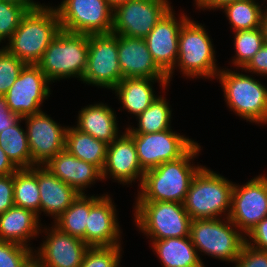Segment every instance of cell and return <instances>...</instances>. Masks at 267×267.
Wrapping results in <instances>:
<instances>
[{"instance_id":"cell-25","label":"cell","mask_w":267,"mask_h":267,"mask_svg":"<svg viewBox=\"0 0 267 267\" xmlns=\"http://www.w3.org/2000/svg\"><path fill=\"white\" fill-rule=\"evenodd\" d=\"M156 81L163 90L168 86V79L123 78L113 91L119 97L121 107L137 117L158 97L153 89Z\"/></svg>"},{"instance_id":"cell-39","label":"cell","mask_w":267,"mask_h":267,"mask_svg":"<svg viewBox=\"0 0 267 267\" xmlns=\"http://www.w3.org/2000/svg\"><path fill=\"white\" fill-rule=\"evenodd\" d=\"M14 206V174L0 175V214Z\"/></svg>"},{"instance_id":"cell-4","label":"cell","mask_w":267,"mask_h":267,"mask_svg":"<svg viewBox=\"0 0 267 267\" xmlns=\"http://www.w3.org/2000/svg\"><path fill=\"white\" fill-rule=\"evenodd\" d=\"M88 49L89 34L61 29L36 65L51 83L70 77L82 81Z\"/></svg>"},{"instance_id":"cell-38","label":"cell","mask_w":267,"mask_h":267,"mask_svg":"<svg viewBox=\"0 0 267 267\" xmlns=\"http://www.w3.org/2000/svg\"><path fill=\"white\" fill-rule=\"evenodd\" d=\"M234 263L235 267H267V251L256 249L245 242Z\"/></svg>"},{"instance_id":"cell-20","label":"cell","mask_w":267,"mask_h":267,"mask_svg":"<svg viewBox=\"0 0 267 267\" xmlns=\"http://www.w3.org/2000/svg\"><path fill=\"white\" fill-rule=\"evenodd\" d=\"M118 61L123 78L168 79L156 65L143 38L117 35Z\"/></svg>"},{"instance_id":"cell-35","label":"cell","mask_w":267,"mask_h":267,"mask_svg":"<svg viewBox=\"0 0 267 267\" xmlns=\"http://www.w3.org/2000/svg\"><path fill=\"white\" fill-rule=\"evenodd\" d=\"M26 65L4 46L0 49V96H4Z\"/></svg>"},{"instance_id":"cell-33","label":"cell","mask_w":267,"mask_h":267,"mask_svg":"<svg viewBox=\"0 0 267 267\" xmlns=\"http://www.w3.org/2000/svg\"><path fill=\"white\" fill-rule=\"evenodd\" d=\"M235 58L232 59L234 66L243 68L249 60L265 44L261 28L240 30L234 32Z\"/></svg>"},{"instance_id":"cell-30","label":"cell","mask_w":267,"mask_h":267,"mask_svg":"<svg viewBox=\"0 0 267 267\" xmlns=\"http://www.w3.org/2000/svg\"><path fill=\"white\" fill-rule=\"evenodd\" d=\"M168 103L162 95L158 96L147 109L137 116L138 127L129 126L125 129L126 132L148 134L171 129L172 109Z\"/></svg>"},{"instance_id":"cell-19","label":"cell","mask_w":267,"mask_h":267,"mask_svg":"<svg viewBox=\"0 0 267 267\" xmlns=\"http://www.w3.org/2000/svg\"><path fill=\"white\" fill-rule=\"evenodd\" d=\"M144 173L145 171L140 166L134 140L126 131L107 145L105 164L101 170L102 180L110 176L120 184L128 185L138 179L140 182L138 186H140Z\"/></svg>"},{"instance_id":"cell-34","label":"cell","mask_w":267,"mask_h":267,"mask_svg":"<svg viewBox=\"0 0 267 267\" xmlns=\"http://www.w3.org/2000/svg\"><path fill=\"white\" fill-rule=\"evenodd\" d=\"M37 7L12 5L0 0V43L6 38L9 40L27 11Z\"/></svg>"},{"instance_id":"cell-17","label":"cell","mask_w":267,"mask_h":267,"mask_svg":"<svg viewBox=\"0 0 267 267\" xmlns=\"http://www.w3.org/2000/svg\"><path fill=\"white\" fill-rule=\"evenodd\" d=\"M174 14L172 7L144 38L152 59L166 75L177 62L180 28L189 18L182 14L177 20Z\"/></svg>"},{"instance_id":"cell-1","label":"cell","mask_w":267,"mask_h":267,"mask_svg":"<svg viewBox=\"0 0 267 267\" xmlns=\"http://www.w3.org/2000/svg\"><path fill=\"white\" fill-rule=\"evenodd\" d=\"M200 148L196 142L182 157L145 171L136 201L183 203L194 175L202 167L191 164Z\"/></svg>"},{"instance_id":"cell-5","label":"cell","mask_w":267,"mask_h":267,"mask_svg":"<svg viewBox=\"0 0 267 267\" xmlns=\"http://www.w3.org/2000/svg\"><path fill=\"white\" fill-rule=\"evenodd\" d=\"M204 25L188 18L180 28L178 59L174 68L167 74L168 84L175 67L189 78H216L218 69L215 50ZM199 76V77H198Z\"/></svg>"},{"instance_id":"cell-16","label":"cell","mask_w":267,"mask_h":267,"mask_svg":"<svg viewBox=\"0 0 267 267\" xmlns=\"http://www.w3.org/2000/svg\"><path fill=\"white\" fill-rule=\"evenodd\" d=\"M115 206L107 194L90 196V213L85 230V243L89 247L121 245V229Z\"/></svg>"},{"instance_id":"cell-48","label":"cell","mask_w":267,"mask_h":267,"mask_svg":"<svg viewBox=\"0 0 267 267\" xmlns=\"http://www.w3.org/2000/svg\"><path fill=\"white\" fill-rule=\"evenodd\" d=\"M129 0H107V2L113 7L115 8L117 5L121 4V3H125Z\"/></svg>"},{"instance_id":"cell-37","label":"cell","mask_w":267,"mask_h":267,"mask_svg":"<svg viewBox=\"0 0 267 267\" xmlns=\"http://www.w3.org/2000/svg\"><path fill=\"white\" fill-rule=\"evenodd\" d=\"M33 253L32 247L0 240V267H21Z\"/></svg>"},{"instance_id":"cell-29","label":"cell","mask_w":267,"mask_h":267,"mask_svg":"<svg viewBox=\"0 0 267 267\" xmlns=\"http://www.w3.org/2000/svg\"><path fill=\"white\" fill-rule=\"evenodd\" d=\"M14 205L40 214V194L37 180V166L18 169L14 173Z\"/></svg>"},{"instance_id":"cell-40","label":"cell","mask_w":267,"mask_h":267,"mask_svg":"<svg viewBox=\"0 0 267 267\" xmlns=\"http://www.w3.org/2000/svg\"><path fill=\"white\" fill-rule=\"evenodd\" d=\"M245 237H248L246 238L248 245L267 251V217L263 218Z\"/></svg>"},{"instance_id":"cell-9","label":"cell","mask_w":267,"mask_h":267,"mask_svg":"<svg viewBox=\"0 0 267 267\" xmlns=\"http://www.w3.org/2000/svg\"><path fill=\"white\" fill-rule=\"evenodd\" d=\"M55 9L63 30L85 34L112 32L114 8L107 0H63Z\"/></svg>"},{"instance_id":"cell-32","label":"cell","mask_w":267,"mask_h":267,"mask_svg":"<svg viewBox=\"0 0 267 267\" xmlns=\"http://www.w3.org/2000/svg\"><path fill=\"white\" fill-rule=\"evenodd\" d=\"M221 9L224 10L234 32L260 28L264 9L256 0H236L224 5Z\"/></svg>"},{"instance_id":"cell-7","label":"cell","mask_w":267,"mask_h":267,"mask_svg":"<svg viewBox=\"0 0 267 267\" xmlns=\"http://www.w3.org/2000/svg\"><path fill=\"white\" fill-rule=\"evenodd\" d=\"M134 222L152 240L187 237L191 218L183 203L170 201H136Z\"/></svg>"},{"instance_id":"cell-15","label":"cell","mask_w":267,"mask_h":267,"mask_svg":"<svg viewBox=\"0 0 267 267\" xmlns=\"http://www.w3.org/2000/svg\"><path fill=\"white\" fill-rule=\"evenodd\" d=\"M22 119L26 123L25 130L33 166H44L58 152L65 149L67 127H62L43 111Z\"/></svg>"},{"instance_id":"cell-31","label":"cell","mask_w":267,"mask_h":267,"mask_svg":"<svg viewBox=\"0 0 267 267\" xmlns=\"http://www.w3.org/2000/svg\"><path fill=\"white\" fill-rule=\"evenodd\" d=\"M90 213V196L80 194L78 198L54 221V226L64 233L85 242V230Z\"/></svg>"},{"instance_id":"cell-36","label":"cell","mask_w":267,"mask_h":267,"mask_svg":"<svg viewBox=\"0 0 267 267\" xmlns=\"http://www.w3.org/2000/svg\"><path fill=\"white\" fill-rule=\"evenodd\" d=\"M121 245L89 247L80 267H117L121 260Z\"/></svg>"},{"instance_id":"cell-11","label":"cell","mask_w":267,"mask_h":267,"mask_svg":"<svg viewBox=\"0 0 267 267\" xmlns=\"http://www.w3.org/2000/svg\"><path fill=\"white\" fill-rule=\"evenodd\" d=\"M168 0H129L114 8L112 33L145 38L173 7Z\"/></svg>"},{"instance_id":"cell-18","label":"cell","mask_w":267,"mask_h":267,"mask_svg":"<svg viewBox=\"0 0 267 267\" xmlns=\"http://www.w3.org/2000/svg\"><path fill=\"white\" fill-rule=\"evenodd\" d=\"M42 230L47 234L34 251L42 267H80L89 246L81 239L62 232L54 225ZM48 231V232H46Z\"/></svg>"},{"instance_id":"cell-3","label":"cell","mask_w":267,"mask_h":267,"mask_svg":"<svg viewBox=\"0 0 267 267\" xmlns=\"http://www.w3.org/2000/svg\"><path fill=\"white\" fill-rule=\"evenodd\" d=\"M234 183L207 167L194 175L183 201L192 220L229 217ZM227 212V213H226ZM219 216V217H218Z\"/></svg>"},{"instance_id":"cell-21","label":"cell","mask_w":267,"mask_h":267,"mask_svg":"<svg viewBox=\"0 0 267 267\" xmlns=\"http://www.w3.org/2000/svg\"><path fill=\"white\" fill-rule=\"evenodd\" d=\"M44 166L79 194H85V188L91 187L96 180L102 181L101 170L97 166L76 158L66 149L58 152Z\"/></svg>"},{"instance_id":"cell-10","label":"cell","mask_w":267,"mask_h":267,"mask_svg":"<svg viewBox=\"0 0 267 267\" xmlns=\"http://www.w3.org/2000/svg\"><path fill=\"white\" fill-rule=\"evenodd\" d=\"M121 80L117 35L112 32L89 34L87 67L82 78L83 83L113 90Z\"/></svg>"},{"instance_id":"cell-27","label":"cell","mask_w":267,"mask_h":267,"mask_svg":"<svg viewBox=\"0 0 267 267\" xmlns=\"http://www.w3.org/2000/svg\"><path fill=\"white\" fill-rule=\"evenodd\" d=\"M107 145L104 141L83 133L73 127H67L65 149L76 158L89 162L103 169L106 159Z\"/></svg>"},{"instance_id":"cell-46","label":"cell","mask_w":267,"mask_h":267,"mask_svg":"<svg viewBox=\"0 0 267 267\" xmlns=\"http://www.w3.org/2000/svg\"><path fill=\"white\" fill-rule=\"evenodd\" d=\"M260 28L262 31L264 41L267 44V9L266 8L265 10H263L262 15H261Z\"/></svg>"},{"instance_id":"cell-6","label":"cell","mask_w":267,"mask_h":267,"mask_svg":"<svg viewBox=\"0 0 267 267\" xmlns=\"http://www.w3.org/2000/svg\"><path fill=\"white\" fill-rule=\"evenodd\" d=\"M225 102L235 114L251 123L267 124V87L254 77L221 69L217 77Z\"/></svg>"},{"instance_id":"cell-26","label":"cell","mask_w":267,"mask_h":267,"mask_svg":"<svg viewBox=\"0 0 267 267\" xmlns=\"http://www.w3.org/2000/svg\"><path fill=\"white\" fill-rule=\"evenodd\" d=\"M151 244L163 267H205L189 236L152 240Z\"/></svg>"},{"instance_id":"cell-23","label":"cell","mask_w":267,"mask_h":267,"mask_svg":"<svg viewBox=\"0 0 267 267\" xmlns=\"http://www.w3.org/2000/svg\"><path fill=\"white\" fill-rule=\"evenodd\" d=\"M114 111L106 103L87 105L79 111L75 128L111 144L120 135Z\"/></svg>"},{"instance_id":"cell-12","label":"cell","mask_w":267,"mask_h":267,"mask_svg":"<svg viewBox=\"0 0 267 267\" xmlns=\"http://www.w3.org/2000/svg\"><path fill=\"white\" fill-rule=\"evenodd\" d=\"M267 217V176L259 175L240 186L234 183L230 221L247 235Z\"/></svg>"},{"instance_id":"cell-28","label":"cell","mask_w":267,"mask_h":267,"mask_svg":"<svg viewBox=\"0 0 267 267\" xmlns=\"http://www.w3.org/2000/svg\"><path fill=\"white\" fill-rule=\"evenodd\" d=\"M22 118L13 126L0 132V146L18 169L33 167L27 132L21 127Z\"/></svg>"},{"instance_id":"cell-24","label":"cell","mask_w":267,"mask_h":267,"mask_svg":"<svg viewBox=\"0 0 267 267\" xmlns=\"http://www.w3.org/2000/svg\"><path fill=\"white\" fill-rule=\"evenodd\" d=\"M37 214L23 207L12 206L0 214V240L30 247V239L42 233Z\"/></svg>"},{"instance_id":"cell-43","label":"cell","mask_w":267,"mask_h":267,"mask_svg":"<svg viewBox=\"0 0 267 267\" xmlns=\"http://www.w3.org/2000/svg\"><path fill=\"white\" fill-rule=\"evenodd\" d=\"M17 170L18 168L11 162L0 146V175L14 174Z\"/></svg>"},{"instance_id":"cell-14","label":"cell","mask_w":267,"mask_h":267,"mask_svg":"<svg viewBox=\"0 0 267 267\" xmlns=\"http://www.w3.org/2000/svg\"><path fill=\"white\" fill-rule=\"evenodd\" d=\"M50 81L36 64H26L4 95L7 106L21 118L36 114L50 96Z\"/></svg>"},{"instance_id":"cell-13","label":"cell","mask_w":267,"mask_h":267,"mask_svg":"<svg viewBox=\"0 0 267 267\" xmlns=\"http://www.w3.org/2000/svg\"><path fill=\"white\" fill-rule=\"evenodd\" d=\"M128 134L134 140L140 166L144 171L182 157L196 143L172 129L158 133Z\"/></svg>"},{"instance_id":"cell-45","label":"cell","mask_w":267,"mask_h":267,"mask_svg":"<svg viewBox=\"0 0 267 267\" xmlns=\"http://www.w3.org/2000/svg\"><path fill=\"white\" fill-rule=\"evenodd\" d=\"M5 3H9L12 5H21V6H39L40 3L34 0H1Z\"/></svg>"},{"instance_id":"cell-8","label":"cell","mask_w":267,"mask_h":267,"mask_svg":"<svg viewBox=\"0 0 267 267\" xmlns=\"http://www.w3.org/2000/svg\"><path fill=\"white\" fill-rule=\"evenodd\" d=\"M223 218L191 220L189 237L197 252L233 263L246 237L229 218Z\"/></svg>"},{"instance_id":"cell-2","label":"cell","mask_w":267,"mask_h":267,"mask_svg":"<svg viewBox=\"0 0 267 267\" xmlns=\"http://www.w3.org/2000/svg\"><path fill=\"white\" fill-rule=\"evenodd\" d=\"M60 30L56 9L40 4L27 11L4 47L24 63L37 64Z\"/></svg>"},{"instance_id":"cell-44","label":"cell","mask_w":267,"mask_h":267,"mask_svg":"<svg viewBox=\"0 0 267 267\" xmlns=\"http://www.w3.org/2000/svg\"><path fill=\"white\" fill-rule=\"evenodd\" d=\"M234 1L236 0H195V4L199 9L201 8L203 10H218V8L221 9L224 5Z\"/></svg>"},{"instance_id":"cell-47","label":"cell","mask_w":267,"mask_h":267,"mask_svg":"<svg viewBox=\"0 0 267 267\" xmlns=\"http://www.w3.org/2000/svg\"><path fill=\"white\" fill-rule=\"evenodd\" d=\"M21 267H42L41 261L38 257L33 253L23 264Z\"/></svg>"},{"instance_id":"cell-22","label":"cell","mask_w":267,"mask_h":267,"mask_svg":"<svg viewBox=\"0 0 267 267\" xmlns=\"http://www.w3.org/2000/svg\"><path fill=\"white\" fill-rule=\"evenodd\" d=\"M42 211L56 220L80 195L74 188L55 177L45 166H37Z\"/></svg>"},{"instance_id":"cell-42","label":"cell","mask_w":267,"mask_h":267,"mask_svg":"<svg viewBox=\"0 0 267 267\" xmlns=\"http://www.w3.org/2000/svg\"><path fill=\"white\" fill-rule=\"evenodd\" d=\"M21 117L13 113L7 106L4 96H0V132L15 125Z\"/></svg>"},{"instance_id":"cell-41","label":"cell","mask_w":267,"mask_h":267,"mask_svg":"<svg viewBox=\"0 0 267 267\" xmlns=\"http://www.w3.org/2000/svg\"><path fill=\"white\" fill-rule=\"evenodd\" d=\"M252 74L267 75V44L265 43L259 51L242 68Z\"/></svg>"}]
</instances>
